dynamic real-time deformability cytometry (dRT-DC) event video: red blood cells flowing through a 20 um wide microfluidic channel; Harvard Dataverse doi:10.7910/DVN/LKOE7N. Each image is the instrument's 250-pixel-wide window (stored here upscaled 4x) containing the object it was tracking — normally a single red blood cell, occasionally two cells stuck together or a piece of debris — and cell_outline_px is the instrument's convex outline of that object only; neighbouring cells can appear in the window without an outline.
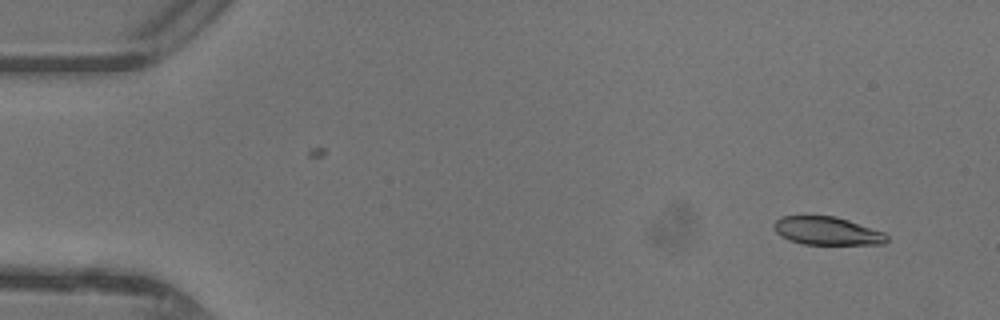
{"species": "common noctule bat (a hibernating species)", "species_latin": "Nyctalus noctula", "temperature_condition": "warm", "stored_images_in_passage": 46, "camera_frame_rate_fps": 3000, "um_per_image_px": 0.085, "animal": {"sex": "female"}, "frame": {"image": 1, "passage_image": 3, "time_ms": 0.667, "image_size_px": [1000, 320], "cell_outline_px": [[888, 240], [884, 244], [804, 244], [788, 240], [780, 236], [772, 228], [772, 224], [780, 216], [836, 216], [884, 232], [888, 236]], "centroid_in_image_um": [70.26, 19.62], "position_along_channel_um": 14.7, "area_um2": 18.61}}
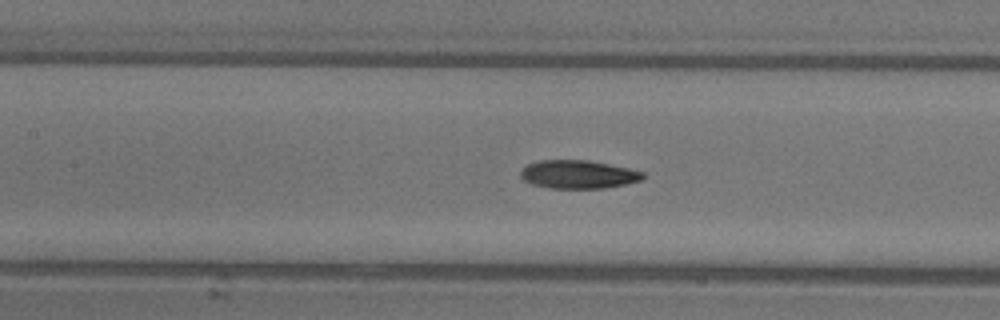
{"frame": {"image": 2, "passage_image": 21, "time_ms": 6.667, "image_size_px": [1000, 320], "cell_outline_px": [[644, 180], [604, 188], [548, 188], [532, 184], [524, 180], [520, 176], [520, 172], [528, 164], [540, 160], [588, 160], [628, 168], [644, 172]], "centroid_in_image_um": [49.15, 14.82], "position_along_channel_um": 158.2, "area_um2": 20.11}}
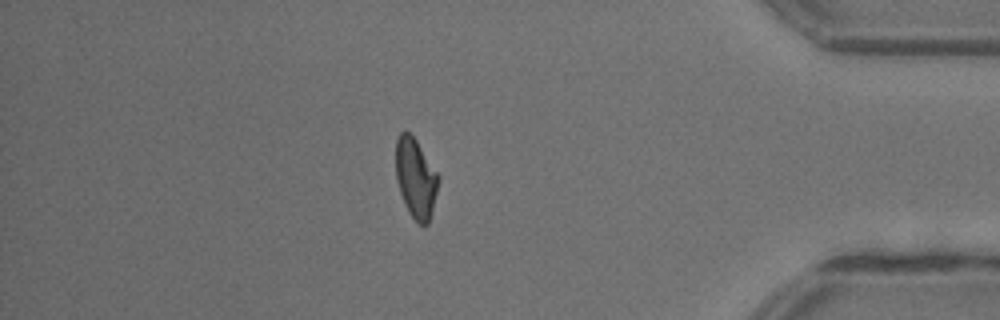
{"frame": {"image": 3, "passage_image": 40, "time_ms": 13.0, "image_size_px": [1000, 320], "cell_outline_px": [[440, 180], [428, 224], [416, 224], [408, 212], [404, 204], [396, 180], [396, 140], [400, 132], [408, 132], [416, 140], [440, 176]], "centroid_in_image_um": [35.33, 15.17], "position_along_channel_um": 399.9, "area_um2": 19.83}, "authors_computed_cell_mechanics": {"area_um2": 20.1144, "velocity_mm_per_s": 4.4128, "shape_relaxation_time_tau1_ms": 5.5644, "shape_relaxation_time_tau2_ms": 2.6863, "deformation_change_tau1": 0.1962, "deformation_change_tau2": 0.095}}